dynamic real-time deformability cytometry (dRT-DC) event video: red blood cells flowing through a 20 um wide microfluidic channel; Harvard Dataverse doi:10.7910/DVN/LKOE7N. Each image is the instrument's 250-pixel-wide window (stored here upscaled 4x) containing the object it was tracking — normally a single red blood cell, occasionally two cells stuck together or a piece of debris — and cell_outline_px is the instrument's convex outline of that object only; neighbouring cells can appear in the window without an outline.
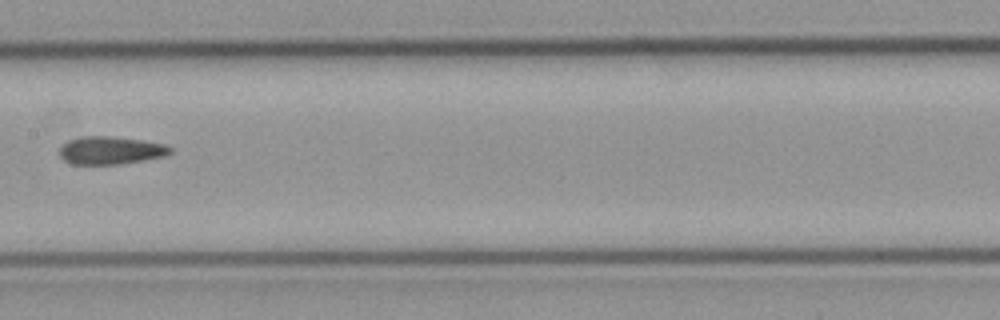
{"species": "common noctule bat (a hibernating species)", "species_latin": "Nyctalus noctula", "temperature_condition": "cold", "stored_images_in_passage": 7, "camera_frame_rate_fps": 3000, "um_per_image_px": 0.085, "animal": {"sex": "male", "body_mass_g": 23.1, "forearm_length_mm": 52.7}, "frame": {"image": 1, "passage_image": 7, "time_ms": 2.0, "image_size_px": [1000, 320], "cell_outline_px": [[172, 152], [164, 156], [120, 164], [72, 164], [64, 160], [60, 156], [60, 148], [68, 140], [80, 136], [108, 136], [144, 140], [164, 144], [172, 148]], "centroid_in_image_um": [9.4, 12.77], "position_along_channel_um": 198.0, "area_um2": 17.92}}